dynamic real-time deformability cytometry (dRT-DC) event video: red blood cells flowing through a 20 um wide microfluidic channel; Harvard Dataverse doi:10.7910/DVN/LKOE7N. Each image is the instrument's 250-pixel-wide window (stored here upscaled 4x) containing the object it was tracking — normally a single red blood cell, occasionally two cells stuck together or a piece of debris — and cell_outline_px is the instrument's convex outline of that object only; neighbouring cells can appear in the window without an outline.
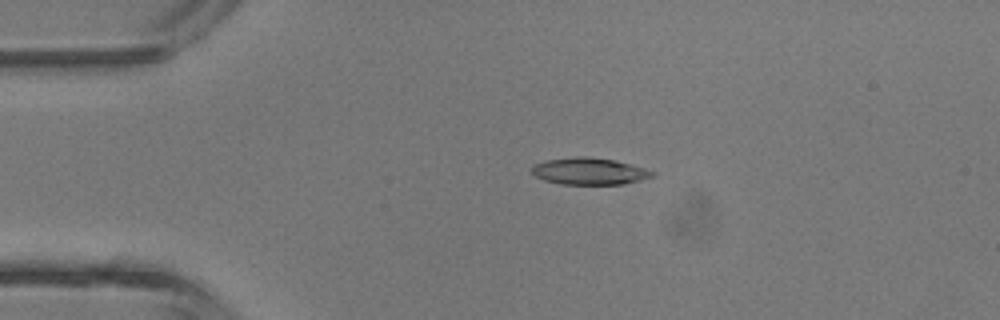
{"species": "common noctule bat (a hibernating species)", "species_latin": "Nyctalus noctula", "temperature_condition": "room temperature", "stored_images_in_passage": 5, "camera_frame_rate_fps": 3000, "um_per_image_px": 0.085, "animal": {"sex": "male", "body_mass_g": 13.3}, "frame": {"image": 1, "passage_image": 3, "time_ms": 2.333, "image_size_px": [1000, 320], "cell_outline_px": [[656, 172], [652, 176], [640, 180], [624, 184], [560, 184], [544, 180], [536, 176], [528, 168], [536, 164], [548, 160], [576, 156], [588, 156], [612, 160], [644, 168]], "centroid_in_image_um": [50.06, 14.56], "position_along_channel_um": 34.9, "area_um2": 18.67}}
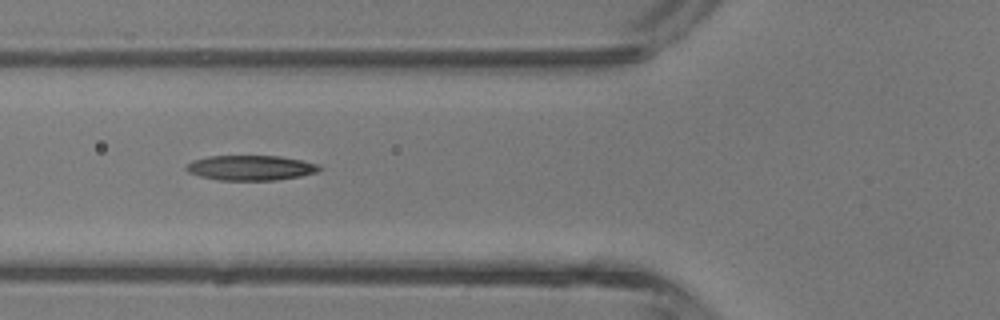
{"frame": {"image": 2, "passage_image": 5, "time_ms": 4.667, "image_size_px": [1000, 320], "cell_outline_px": [[324, 168], [316, 172], [300, 176], [276, 180], [220, 180], [200, 176], [188, 172], [184, 168], [192, 160], [208, 156], [280, 156], [320, 164]], "centroid_in_image_um": [21.32, 14.26], "position_along_channel_um": 104.5, "area_um2": 19.42}}